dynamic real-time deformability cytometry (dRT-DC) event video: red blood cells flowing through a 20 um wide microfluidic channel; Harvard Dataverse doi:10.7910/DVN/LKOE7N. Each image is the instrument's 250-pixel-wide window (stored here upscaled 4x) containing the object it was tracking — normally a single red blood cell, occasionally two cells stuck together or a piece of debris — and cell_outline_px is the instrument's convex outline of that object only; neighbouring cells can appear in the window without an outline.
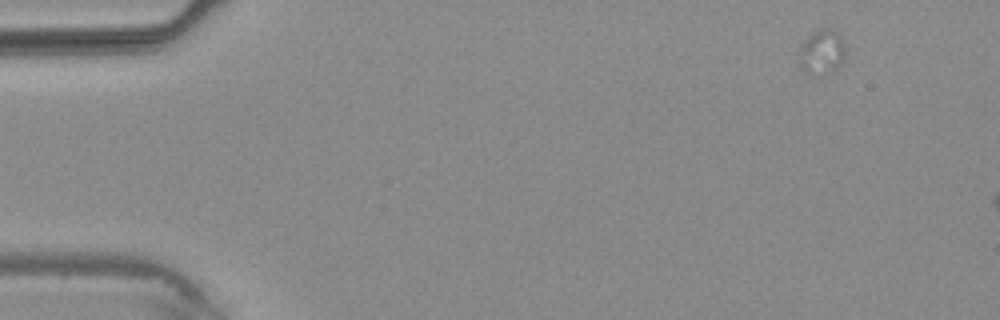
{"species": "common noctule bat (a hibernating species)", "species_latin": "Nyctalus noctula", "temperature_condition": "warm", "stored_images_in_passage": 3, "camera_frame_rate_fps": 3000, "um_per_image_px": 0.085, "animal": {"sex": "male", "body_mass_g": 20.4}, "frame": {"image": 1, "passage_image": 1, "time_ms": 0.0, "image_size_px": [1000, 320], "cell_outline_px": [[844, 60], [832, 72], [816, 76], [808, 76], [804, 72], [800, 64], [800, 48], [804, 40], [820, 28], [836, 28], [844, 40]], "centroid_in_image_um": [69.88, 4.43], "position_along_channel_um": 15.1, "area_um2": 12.37}}